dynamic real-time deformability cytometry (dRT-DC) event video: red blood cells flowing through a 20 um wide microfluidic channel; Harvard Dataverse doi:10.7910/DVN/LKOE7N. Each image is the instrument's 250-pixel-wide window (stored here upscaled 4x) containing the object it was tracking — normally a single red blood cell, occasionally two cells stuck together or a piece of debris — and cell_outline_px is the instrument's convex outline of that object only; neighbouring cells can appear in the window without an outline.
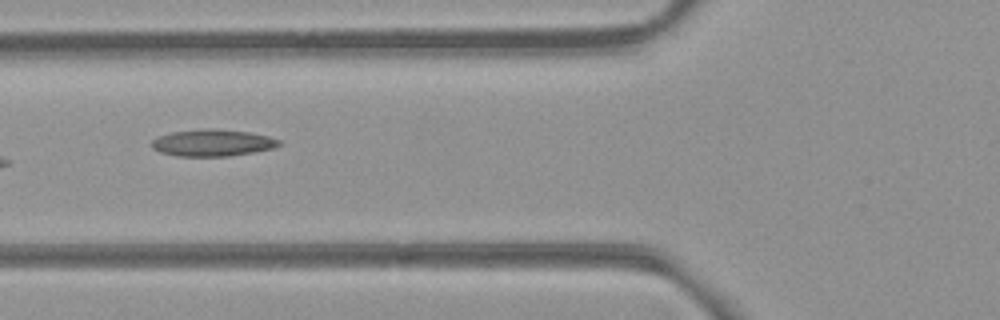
{"species": "common noctule bat (a hibernating species)", "species_latin": "Nyctalus noctula", "temperature_condition": "room temperature", "stored_images_in_passage": 40, "segment_of_instrument_passage": [1, 2], "camera_frame_rate_fps": 3000, "um_per_image_px": 0.085, "animal": {"sex": "female", "body_mass_g": 21.9}, "frame": {"image": 1, "passage_image": 6, "time_ms": 1.667, "image_size_px": [1000, 320], "cell_outline_px": [[284, 144], [272, 148], [252, 152], [228, 156], [176, 156], [160, 152], [152, 148], [152, 140], [160, 136], [172, 132], [204, 128], [212, 128], [248, 132], [268, 136], [280, 140]], "centroid_in_image_um": [18.07, 12.13], "position_along_channel_um": 107.7, "area_um2": 19.83}}
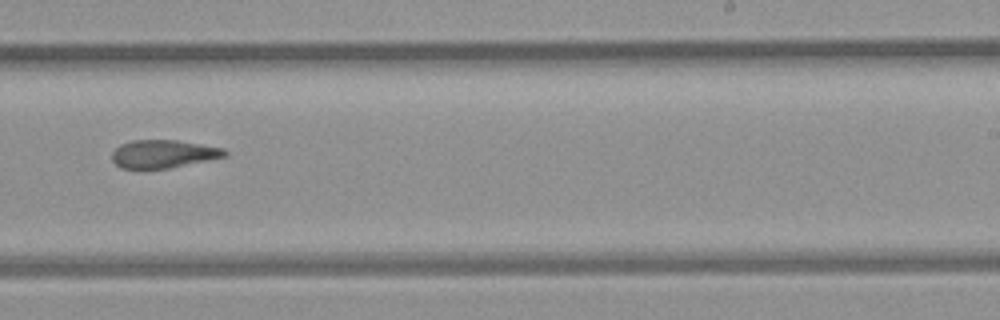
{"frame": {"image": 2, "passage_image": 19, "time_ms": 6.0, "image_size_px": [1000, 320], "cell_outline_px": [[228, 156], [168, 168], [120, 168], [112, 160], [112, 152], [120, 144], [132, 140], [176, 140], [224, 148], [228, 152]], "centroid_in_image_um": [13.89, 13.07], "position_along_channel_um": 275.1, "area_um2": 18.32}}
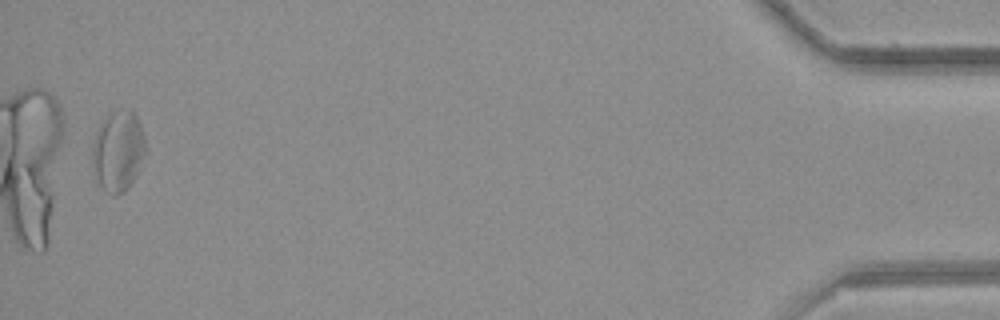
{"frame": {"image": 3, "passage_image": 38, "time_ms": 12.333, "image_size_px": [1000, 320], "cell_outline_px": [[144, 152], [136, 176], [128, 188], [124, 192], [116, 196], [112, 196], [104, 192], [96, 176], [92, 164], [92, 144], [96, 132], [100, 124], [108, 112], [132, 112], [136, 116], [140, 124], [144, 136]], "centroid_in_image_um": [10.0, 12.89], "position_along_channel_um": 425.2, "area_um2": 24.68}}